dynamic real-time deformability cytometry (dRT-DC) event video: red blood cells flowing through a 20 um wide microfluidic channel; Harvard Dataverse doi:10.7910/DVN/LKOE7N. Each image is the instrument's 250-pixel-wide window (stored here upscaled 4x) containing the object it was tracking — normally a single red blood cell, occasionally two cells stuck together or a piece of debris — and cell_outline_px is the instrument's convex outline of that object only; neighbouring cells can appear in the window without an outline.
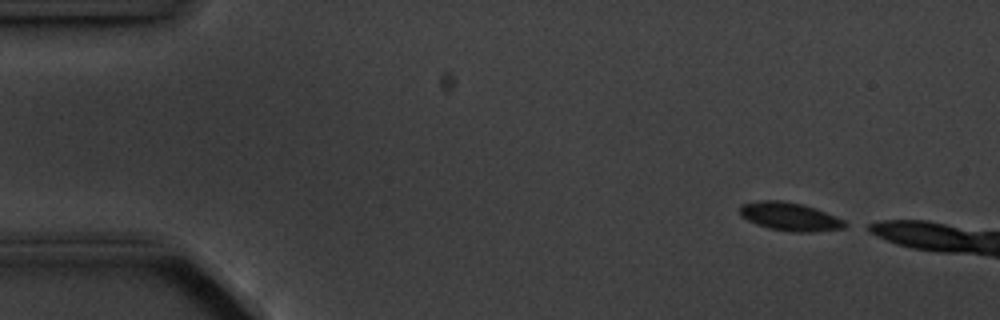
{"species": "common noctule bat (a hibernating species)", "species_latin": "Nyctalus noctula", "temperature_condition": "cold", "stored_images_in_passage": 3, "camera_frame_rate_fps": 3000, "um_per_image_px": 0.085, "animal": {"sex": "male", "body_mass_g": 20.1, "forearm_length_mm": 53.5}, "frame": {"image": 1, "passage_image": 1, "time_ms": 0.0, "image_size_px": [1000, 320], "cell_outline_px": [[852, 224], [844, 228], [812, 232], [792, 232], [768, 228], [756, 224], [740, 216], [740, 204], [760, 200], [780, 200], [804, 204], [816, 208], [836, 216]], "centroid_in_image_um": [67.17, 18.41], "position_along_channel_um": 17.8, "area_um2": 17.63}}